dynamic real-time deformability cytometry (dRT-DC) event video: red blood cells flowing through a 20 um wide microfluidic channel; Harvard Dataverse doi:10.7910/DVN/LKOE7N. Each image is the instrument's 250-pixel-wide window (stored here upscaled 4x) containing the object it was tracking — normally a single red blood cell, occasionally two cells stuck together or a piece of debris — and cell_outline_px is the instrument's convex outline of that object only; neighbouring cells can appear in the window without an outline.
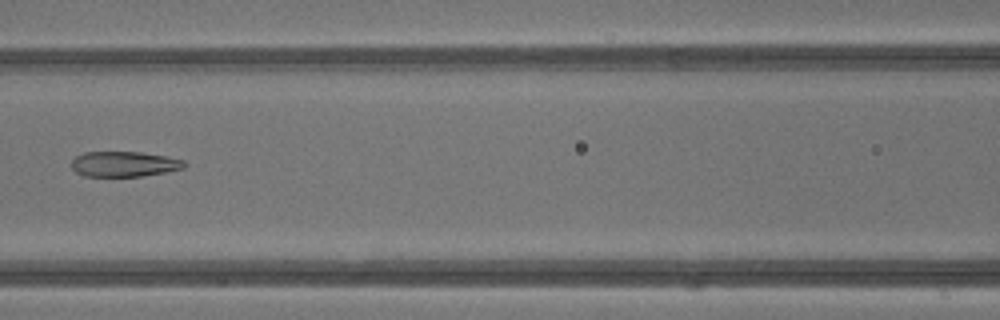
{"species": "common noctule bat (a hibernating species)", "species_latin": "Nyctalus noctula", "temperature_condition": "warm", "stored_images_in_passage": 43, "camera_frame_rate_fps": 3000, "um_per_image_px": 0.085, "animal": {"sex": "male", "body_mass_g": 13.3}, "frame": {"image": 1, "passage_image": 20, "time_ms": 6.333, "image_size_px": [1000, 320], "cell_outline_px": [[188, 164], [184, 168], [164, 172], [140, 176], [84, 176], [76, 172], [72, 168], [72, 160], [76, 156], [84, 152], [140, 152], [164, 156], [184, 160]], "centroid_in_image_um": [10.55, 13.94], "position_along_channel_um": 156.1, "area_um2": 16.53}}
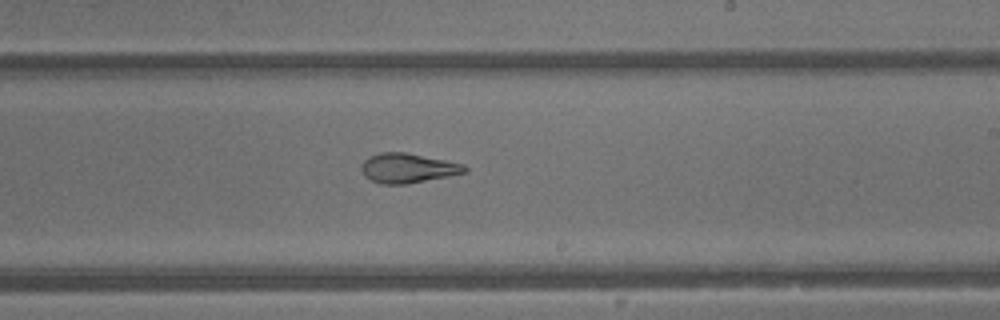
{"frame": {"image": 2, "passage_image": 26, "time_ms": 8.333, "image_size_px": [1000, 320], "cell_outline_px": [[468, 172], [408, 184], [380, 184], [364, 176], [360, 168], [364, 160], [380, 152], [404, 152], [464, 164], [468, 168]], "centroid_in_image_um": [34.66, 14.3], "position_along_channel_um": 254.3, "area_um2": 17.74}}
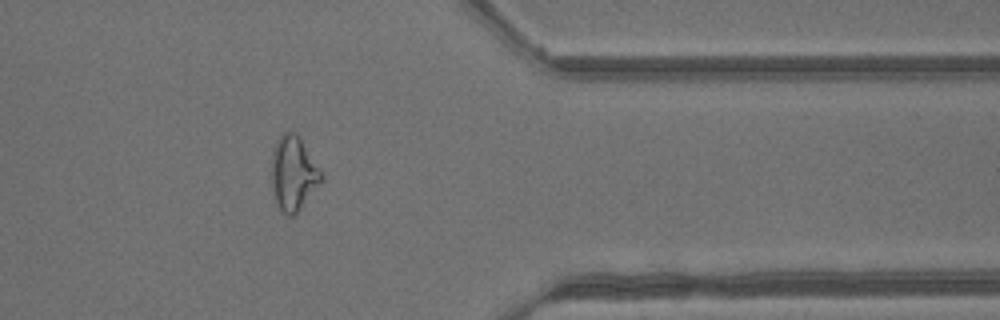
{"frame": {"image": 3, "passage_image": 35, "time_ms": 11.333, "image_size_px": [1000, 320], "cell_outline_px": [[324, 180], [296, 216], [288, 216], [280, 212], [272, 192], [272, 152], [280, 136], [284, 132], [292, 132], [300, 140], [324, 176]], "centroid_in_image_um": [24.94, 14.85], "position_along_channel_um": 386.5, "area_um2": 21.5}, "authors_computed_cell_mechanics": {"area_um2": 21.675, "velocity_mm_per_s": 4.9363, "shape_relaxation_time_tau1_ms": null, "shape_relaxation_time_tau2_ms": 2.2572, "deformation_change_tau1": null, "deformation_change_tau2": 0.0896}}